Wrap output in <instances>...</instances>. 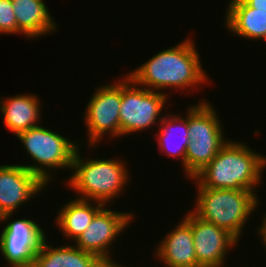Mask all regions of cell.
Returning a JSON list of instances; mask_svg holds the SVG:
<instances>
[{
  "mask_svg": "<svg viewBox=\"0 0 266 267\" xmlns=\"http://www.w3.org/2000/svg\"><path fill=\"white\" fill-rule=\"evenodd\" d=\"M188 38L175 47L159 51L126 75L137 85L164 94H171V89L176 92L198 91L201 84L210 81V76L203 69L195 41L190 36ZM169 88L170 91L166 92Z\"/></svg>",
  "mask_w": 266,
  "mask_h": 267,
  "instance_id": "cell-1",
  "label": "cell"
},
{
  "mask_svg": "<svg viewBox=\"0 0 266 267\" xmlns=\"http://www.w3.org/2000/svg\"><path fill=\"white\" fill-rule=\"evenodd\" d=\"M245 143L230 138L208 165L191 180L204 188L257 192L255 188L263 182L266 155L256 152Z\"/></svg>",
  "mask_w": 266,
  "mask_h": 267,
  "instance_id": "cell-2",
  "label": "cell"
},
{
  "mask_svg": "<svg viewBox=\"0 0 266 267\" xmlns=\"http://www.w3.org/2000/svg\"><path fill=\"white\" fill-rule=\"evenodd\" d=\"M80 151L82 150L79 146L73 158L72 173L66 180L67 186L77 193L74 197L109 206L114 198L122 196L131 180L126 161L120 157L84 160Z\"/></svg>",
  "mask_w": 266,
  "mask_h": 267,
  "instance_id": "cell-3",
  "label": "cell"
},
{
  "mask_svg": "<svg viewBox=\"0 0 266 267\" xmlns=\"http://www.w3.org/2000/svg\"><path fill=\"white\" fill-rule=\"evenodd\" d=\"M195 183L198 191L191 211L227 230L239 241L251 214L259 207L258 195L248 190L204 188Z\"/></svg>",
  "mask_w": 266,
  "mask_h": 267,
  "instance_id": "cell-4",
  "label": "cell"
},
{
  "mask_svg": "<svg viewBox=\"0 0 266 267\" xmlns=\"http://www.w3.org/2000/svg\"><path fill=\"white\" fill-rule=\"evenodd\" d=\"M207 101L201 99L188 106L190 142L185 154L184 173L187 179H193L202 171L229 140L225 138L218 110Z\"/></svg>",
  "mask_w": 266,
  "mask_h": 267,
  "instance_id": "cell-5",
  "label": "cell"
},
{
  "mask_svg": "<svg viewBox=\"0 0 266 267\" xmlns=\"http://www.w3.org/2000/svg\"><path fill=\"white\" fill-rule=\"evenodd\" d=\"M16 137L34 162L22 166L35 174L47 187L55 179L54 171L72 168L75 152L81 146L80 140L71 141L59 134V131L53 132L41 125L23 131Z\"/></svg>",
  "mask_w": 266,
  "mask_h": 267,
  "instance_id": "cell-6",
  "label": "cell"
},
{
  "mask_svg": "<svg viewBox=\"0 0 266 267\" xmlns=\"http://www.w3.org/2000/svg\"><path fill=\"white\" fill-rule=\"evenodd\" d=\"M168 98V94L148 90L137 85L128 75L122 76L119 110L121 136L155 127L157 121L161 122L165 116L163 110H168Z\"/></svg>",
  "mask_w": 266,
  "mask_h": 267,
  "instance_id": "cell-7",
  "label": "cell"
},
{
  "mask_svg": "<svg viewBox=\"0 0 266 267\" xmlns=\"http://www.w3.org/2000/svg\"><path fill=\"white\" fill-rule=\"evenodd\" d=\"M88 101L83 120L88 136L87 147H91L90 150L93 151L107 134L111 139L121 137V77L111 84L99 85Z\"/></svg>",
  "mask_w": 266,
  "mask_h": 267,
  "instance_id": "cell-8",
  "label": "cell"
},
{
  "mask_svg": "<svg viewBox=\"0 0 266 267\" xmlns=\"http://www.w3.org/2000/svg\"><path fill=\"white\" fill-rule=\"evenodd\" d=\"M135 216L132 211H115V209H110V206H103L73 244L83 251L97 255L107 265L123 264L112 259L113 254L110 251L113 250L111 247L119 238L118 236L122 235V232H125L129 224L136 219Z\"/></svg>",
  "mask_w": 266,
  "mask_h": 267,
  "instance_id": "cell-9",
  "label": "cell"
},
{
  "mask_svg": "<svg viewBox=\"0 0 266 267\" xmlns=\"http://www.w3.org/2000/svg\"><path fill=\"white\" fill-rule=\"evenodd\" d=\"M12 216L0 217V223L6 224L0 234V253L10 267H32L46 231L31 218L12 221Z\"/></svg>",
  "mask_w": 266,
  "mask_h": 267,
  "instance_id": "cell-10",
  "label": "cell"
},
{
  "mask_svg": "<svg viewBox=\"0 0 266 267\" xmlns=\"http://www.w3.org/2000/svg\"><path fill=\"white\" fill-rule=\"evenodd\" d=\"M182 218L191 226L197 267L227 264L228 252L238 247L240 241L227 230L200 219L191 209Z\"/></svg>",
  "mask_w": 266,
  "mask_h": 267,
  "instance_id": "cell-11",
  "label": "cell"
},
{
  "mask_svg": "<svg viewBox=\"0 0 266 267\" xmlns=\"http://www.w3.org/2000/svg\"><path fill=\"white\" fill-rule=\"evenodd\" d=\"M18 164L0 165V217L16 213L47 187L35 174Z\"/></svg>",
  "mask_w": 266,
  "mask_h": 267,
  "instance_id": "cell-12",
  "label": "cell"
},
{
  "mask_svg": "<svg viewBox=\"0 0 266 267\" xmlns=\"http://www.w3.org/2000/svg\"><path fill=\"white\" fill-rule=\"evenodd\" d=\"M165 234L153 256L165 267H197L191 226L182 218L175 228Z\"/></svg>",
  "mask_w": 266,
  "mask_h": 267,
  "instance_id": "cell-13",
  "label": "cell"
},
{
  "mask_svg": "<svg viewBox=\"0 0 266 267\" xmlns=\"http://www.w3.org/2000/svg\"><path fill=\"white\" fill-rule=\"evenodd\" d=\"M5 98V99H4ZM37 94L26 93L0 98V112L5 127L17 136L42 122L41 102Z\"/></svg>",
  "mask_w": 266,
  "mask_h": 267,
  "instance_id": "cell-14",
  "label": "cell"
},
{
  "mask_svg": "<svg viewBox=\"0 0 266 267\" xmlns=\"http://www.w3.org/2000/svg\"><path fill=\"white\" fill-rule=\"evenodd\" d=\"M16 15L17 34L27 40L57 32L58 24L44 0H11Z\"/></svg>",
  "mask_w": 266,
  "mask_h": 267,
  "instance_id": "cell-15",
  "label": "cell"
},
{
  "mask_svg": "<svg viewBox=\"0 0 266 267\" xmlns=\"http://www.w3.org/2000/svg\"><path fill=\"white\" fill-rule=\"evenodd\" d=\"M224 26L245 40H264L266 42V13L255 11L244 0H229Z\"/></svg>",
  "mask_w": 266,
  "mask_h": 267,
  "instance_id": "cell-16",
  "label": "cell"
},
{
  "mask_svg": "<svg viewBox=\"0 0 266 267\" xmlns=\"http://www.w3.org/2000/svg\"><path fill=\"white\" fill-rule=\"evenodd\" d=\"M45 237L42 241L39 251L34 256L32 267H106L107 264L97 255L72 246L64 244L63 246H53L48 244ZM55 247V248H54Z\"/></svg>",
  "mask_w": 266,
  "mask_h": 267,
  "instance_id": "cell-17",
  "label": "cell"
},
{
  "mask_svg": "<svg viewBox=\"0 0 266 267\" xmlns=\"http://www.w3.org/2000/svg\"><path fill=\"white\" fill-rule=\"evenodd\" d=\"M186 115V116H185ZM184 117L169 111L158 126L155 137L158 142V149L171 158L180 159L185 172V154L190 142L188 132V108ZM160 124V125H159Z\"/></svg>",
  "mask_w": 266,
  "mask_h": 267,
  "instance_id": "cell-18",
  "label": "cell"
},
{
  "mask_svg": "<svg viewBox=\"0 0 266 267\" xmlns=\"http://www.w3.org/2000/svg\"><path fill=\"white\" fill-rule=\"evenodd\" d=\"M64 204L58 211L55 222L63 238L70 239L72 243L82 235L95 214L104 206L98 202L79 198L70 199Z\"/></svg>",
  "mask_w": 266,
  "mask_h": 267,
  "instance_id": "cell-19",
  "label": "cell"
},
{
  "mask_svg": "<svg viewBox=\"0 0 266 267\" xmlns=\"http://www.w3.org/2000/svg\"><path fill=\"white\" fill-rule=\"evenodd\" d=\"M16 15L11 0H0V34L17 35Z\"/></svg>",
  "mask_w": 266,
  "mask_h": 267,
  "instance_id": "cell-20",
  "label": "cell"
},
{
  "mask_svg": "<svg viewBox=\"0 0 266 267\" xmlns=\"http://www.w3.org/2000/svg\"><path fill=\"white\" fill-rule=\"evenodd\" d=\"M255 11L266 13V0H244Z\"/></svg>",
  "mask_w": 266,
  "mask_h": 267,
  "instance_id": "cell-21",
  "label": "cell"
},
{
  "mask_svg": "<svg viewBox=\"0 0 266 267\" xmlns=\"http://www.w3.org/2000/svg\"><path fill=\"white\" fill-rule=\"evenodd\" d=\"M265 215H263L262 217V224L257 227V233H258V237L260 238V240H262V244L263 247L265 246L266 248V213H264Z\"/></svg>",
  "mask_w": 266,
  "mask_h": 267,
  "instance_id": "cell-22",
  "label": "cell"
},
{
  "mask_svg": "<svg viewBox=\"0 0 266 267\" xmlns=\"http://www.w3.org/2000/svg\"><path fill=\"white\" fill-rule=\"evenodd\" d=\"M106 267H126V266H123V264H119V265H107Z\"/></svg>",
  "mask_w": 266,
  "mask_h": 267,
  "instance_id": "cell-23",
  "label": "cell"
},
{
  "mask_svg": "<svg viewBox=\"0 0 266 267\" xmlns=\"http://www.w3.org/2000/svg\"><path fill=\"white\" fill-rule=\"evenodd\" d=\"M198 267H226V266L222 265V266H198Z\"/></svg>",
  "mask_w": 266,
  "mask_h": 267,
  "instance_id": "cell-24",
  "label": "cell"
}]
</instances>
